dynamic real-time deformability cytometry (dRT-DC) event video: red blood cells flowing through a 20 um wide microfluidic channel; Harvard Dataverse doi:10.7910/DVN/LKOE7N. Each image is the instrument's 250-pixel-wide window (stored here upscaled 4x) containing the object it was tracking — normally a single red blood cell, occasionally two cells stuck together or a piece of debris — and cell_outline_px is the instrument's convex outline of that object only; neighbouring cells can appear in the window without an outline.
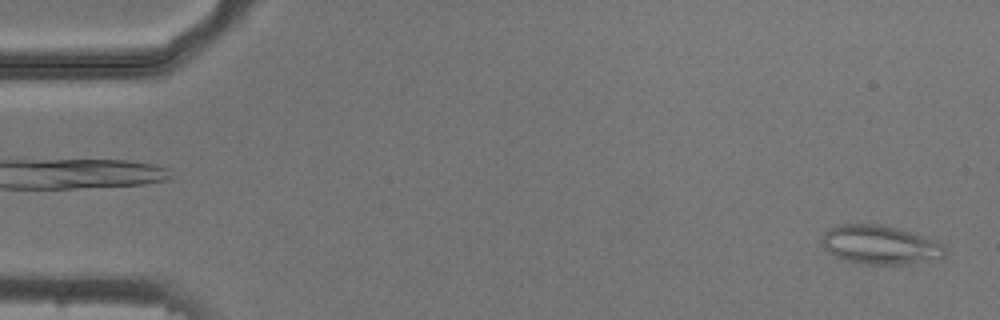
{"species": "common noctule bat (a hibernating species)", "species_latin": "Nyctalus noctula", "temperature_condition": "cold", "stored_images_in_passage": 12, "camera_frame_rate_fps": 3000, "um_per_image_px": 0.085, "animal": {"sex": "male", "body_mass_g": 20.5, "forearm_length_mm": 52.5}, "frame": {"image": 1, "passage_image": 1, "time_ms": 0.0, "image_size_px": [1000, 320], "cell_outline_px": [[948, 252], [944, 260], [904, 264], [856, 264], [844, 260], [828, 252], [824, 248], [820, 240], [824, 232], [836, 224], [880, 224], [900, 228], [936, 240], [944, 244]], "centroid_in_image_um": [74.87, 20.82], "position_along_channel_um": 10.1, "area_um2": 28.78}}